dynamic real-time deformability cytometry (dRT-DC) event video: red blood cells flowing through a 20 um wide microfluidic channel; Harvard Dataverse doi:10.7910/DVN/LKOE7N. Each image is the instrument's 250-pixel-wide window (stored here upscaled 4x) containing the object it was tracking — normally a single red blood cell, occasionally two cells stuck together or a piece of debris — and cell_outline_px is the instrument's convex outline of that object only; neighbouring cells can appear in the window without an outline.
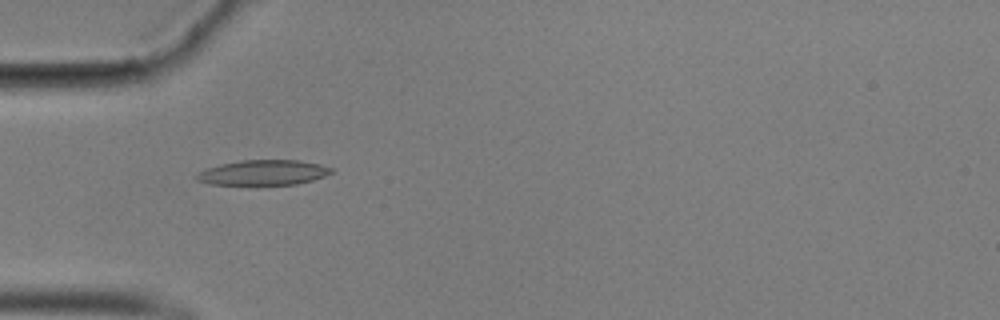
{"species": "common noctule bat (a hibernating species)", "species_latin": "Nyctalus noctula", "temperature_condition": "cold", "stored_images_in_passage": 15, "camera_frame_rate_fps": 3000, "um_per_image_px": 0.085, "animal": {"sex": "male", "body_mass_g": 17.9}, "frame": {"image": 1, "passage_image": 1, "time_ms": 0.0, "image_size_px": [1000, 320], "cell_outline_px": [[336, 172], [312, 180], [296, 184], [248, 188], [208, 184], [196, 180], [196, 176], [204, 168], [220, 164], [240, 160], [296, 160], [320, 164], [332, 168]], "centroid_in_image_um": [22.32, 14.72], "position_along_channel_um": 62.7, "area_um2": 20.92}}
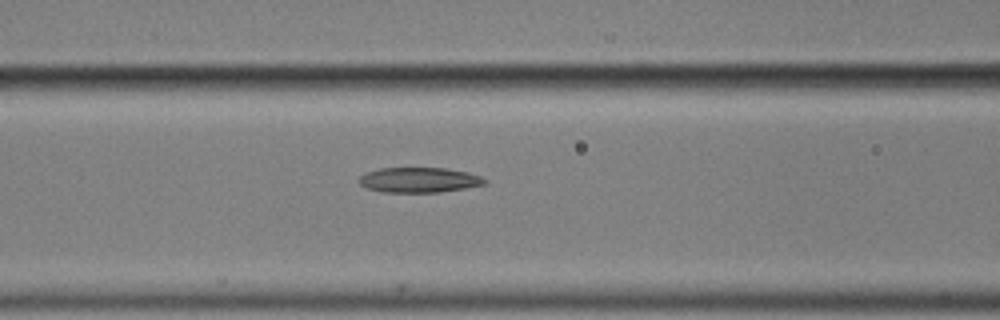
{"frame": {"image": 2, "passage_image": 7, "time_ms": 2.0, "image_size_px": [1000, 320], "cell_outline_px": [[488, 180], [484, 184], [464, 188], [440, 192], [380, 192], [368, 188], [360, 184], [356, 180], [360, 176], [368, 172], [380, 168], [444, 168], [468, 172], [480, 176]], "centroid_in_image_um": [35.6, 15.29], "position_along_channel_um": 131.0, "area_um2": 18.32}}
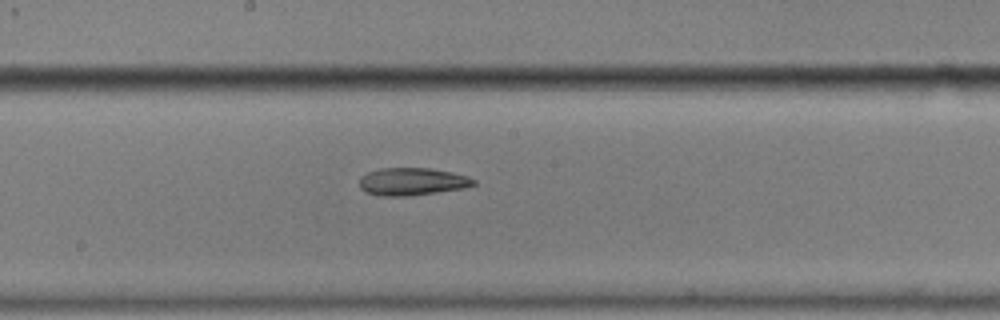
{"frame": {"image": 3, "passage_image": 14, "time_ms": 4.333, "image_size_px": [1000, 320], "cell_outline_px": [[476, 184], [464, 188], [408, 196], [380, 196], [364, 192], [360, 188], [360, 176], [368, 172], [380, 168], [432, 168], [452, 172], [468, 176], [476, 180]], "centroid_in_image_um": [35.02, 15.43], "position_along_channel_um": 213.2, "area_um2": 18.5}}